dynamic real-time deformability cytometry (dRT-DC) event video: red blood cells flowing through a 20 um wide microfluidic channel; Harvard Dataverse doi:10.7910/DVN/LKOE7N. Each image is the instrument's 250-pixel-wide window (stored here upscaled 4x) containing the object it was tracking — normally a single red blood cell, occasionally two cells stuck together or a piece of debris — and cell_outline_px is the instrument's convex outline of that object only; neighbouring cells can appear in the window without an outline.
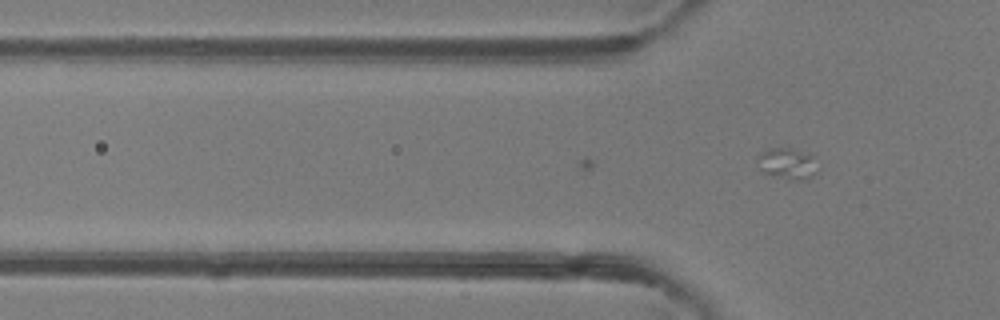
{"species": "common noctule bat (a hibernating species)", "species_latin": "Nyctalus noctula", "temperature_condition": "room temperature", "stored_images_in_passage": 3, "camera_frame_rate_fps": 3000, "um_per_image_px": 0.085, "animal": {"sex": "female"}, "frame": {"image": 1, "passage_image": 3, "time_ms": 0.667, "image_size_px": [1000, 320], "cell_outline_px": [[820, 168], [812, 176], [804, 180], [788, 180], [764, 172], [760, 168], [756, 156], [760, 152], [768, 148], [788, 148], [812, 156]], "centroid_in_image_um": [66.92, 13.92], "position_along_channel_um": 58.9, "area_um2": 10.92}}